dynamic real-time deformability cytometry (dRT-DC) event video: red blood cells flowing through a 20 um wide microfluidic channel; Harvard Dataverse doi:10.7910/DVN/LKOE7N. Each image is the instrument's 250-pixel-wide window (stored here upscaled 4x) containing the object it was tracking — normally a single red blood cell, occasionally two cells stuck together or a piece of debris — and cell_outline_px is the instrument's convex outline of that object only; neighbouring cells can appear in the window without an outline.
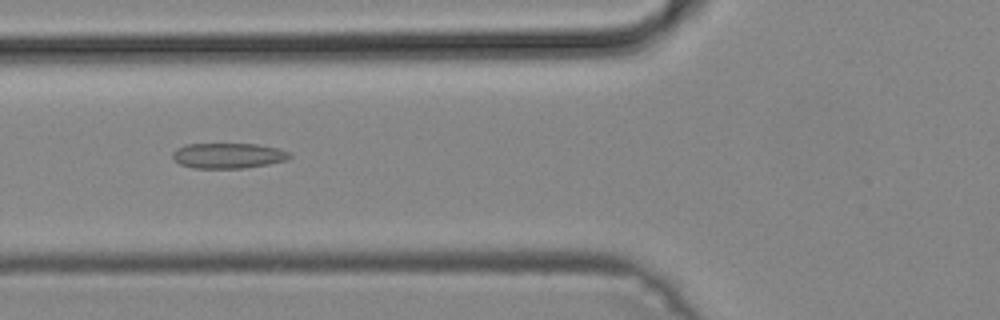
{"species": "common noctule bat (a hibernating species)", "species_latin": "Nyctalus noctula", "temperature_condition": "cold", "stored_images_in_passage": 38, "camera_frame_rate_fps": 3000, "um_per_image_px": 0.085, "animal": {"sex": "male", "body_mass_g": 19.2, "forearm_length_mm": 51.8}, "frame": {"image": 1, "passage_image": 7, "time_ms": 2.0, "image_size_px": [1000, 320], "cell_outline_px": [[292, 156], [288, 160], [268, 164], [244, 168], [192, 168], [180, 164], [172, 160], [172, 152], [176, 148], [184, 144], [256, 144], [280, 148], [292, 152]], "centroid_in_image_um": [19.4, 13.23], "position_along_channel_um": 106.4, "area_um2": 17.63}}
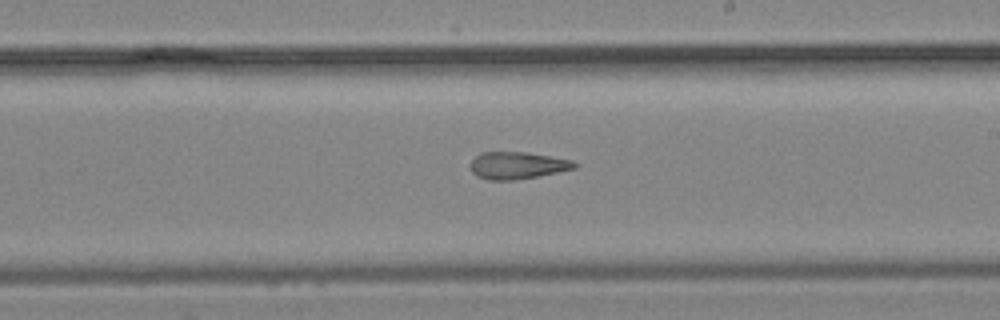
{"frame": {"image": 2, "passage_image": 17, "time_ms": 5.333, "image_size_px": [1000, 320], "cell_outline_px": [[580, 164], [576, 168], [536, 176], [512, 180], [488, 180], [476, 176], [468, 168], [468, 164], [480, 152], [528, 152], [572, 160]], "centroid_in_image_um": [43.93, 14.05], "position_along_channel_um": 245.1, "area_um2": 16.59}}
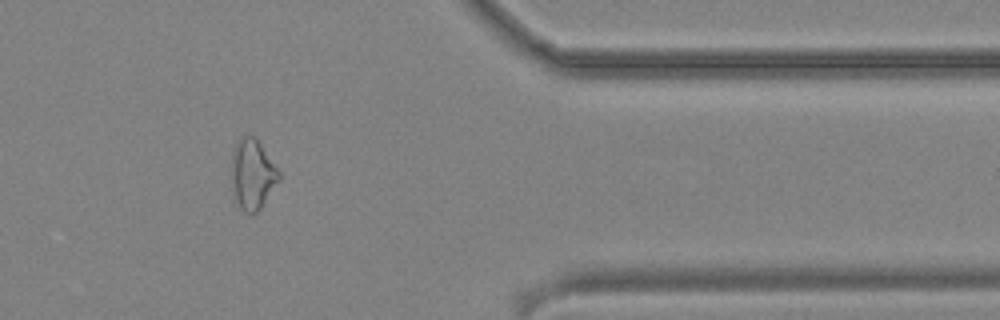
{"frame": {"image": 3, "passage_image": 29, "time_ms": 9.333, "image_size_px": [1000, 320], "cell_outline_px": [[280, 180], [260, 208], [256, 212], [244, 212], [232, 200], [232, 152], [240, 136], [252, 136], [260, 144], [280, 172]], "centroid_in_image_um": [21.43, 14.85], "position_along_channel_um": 390.0, "area_um2": 19.31}}